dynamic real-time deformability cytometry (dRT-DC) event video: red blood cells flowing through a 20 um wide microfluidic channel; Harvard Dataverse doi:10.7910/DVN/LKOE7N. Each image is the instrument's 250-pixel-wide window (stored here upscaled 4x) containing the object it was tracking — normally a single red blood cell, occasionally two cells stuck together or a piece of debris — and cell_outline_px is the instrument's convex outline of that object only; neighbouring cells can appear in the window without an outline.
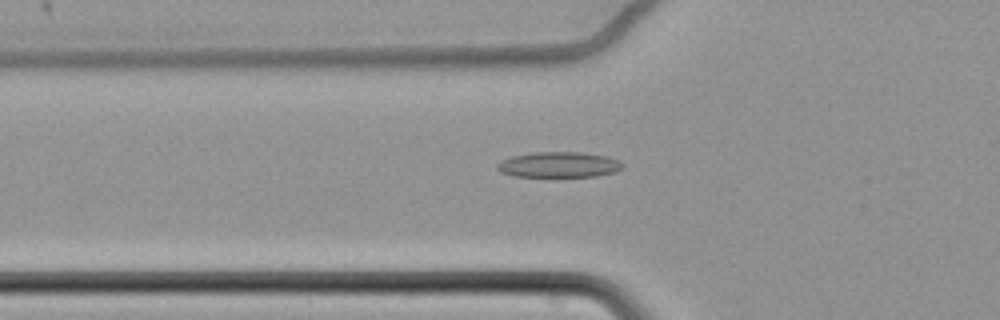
{"species": "common noctule bat (a hibernating species)", "species_latin": "Nyctalus noctula", "temperature_condition": "cold", "stored_images_in_passage": 41, "camera_frame_rate_fps": 3000, "um_per_image_px": 0.085, "animal": {"sex": "female", "body_mass_g": 22.7, "forearm_length_mm": 54.2}, "frame": {"image": 1, "passage_image": 2, "time_ms": 0.333, "image_size_px": [1000, 320], "cell_outline_px": [[624, 168], [616, 172], [596, 176], [516, 176], [500, 172], [496, 168], [496, 164], [500, 160], [512, 156], [532, 152], [580, 152], [604, 156], [616, 160], [624, 164]], "centroid_in_image_um": [47.48, 13.99], "position_along_channel_um": 78.3, "area_um2": 18.61}}
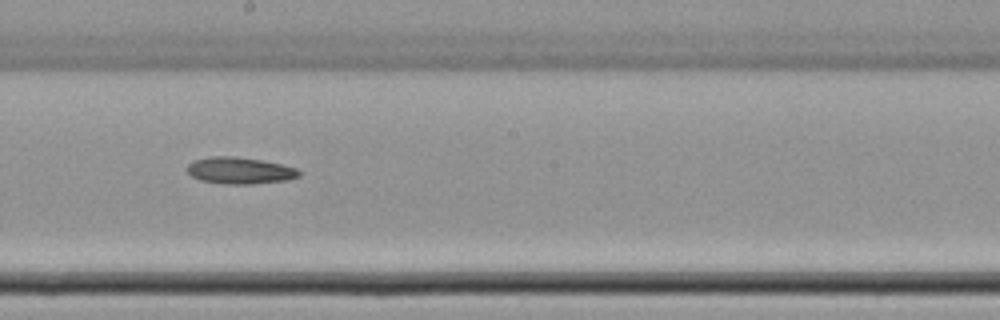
{"frame": {"image": 2, "passage_image": 15, "time_ms": 4.667, "image_size_px": [1000, 320], "cell_outline_px": [[300, 176], [288, 180], [252, 184], [224, 184], [200, 180], [192, 176], [188, 172], [188, 164], [192, 160], [212, 156], [236, 156], [264, 160], [296, 168], [300, 172]], "centroid_in_image_um": [20.38, 14.49], "position_along_channel_um": 227.8, "area_um2": 17.51}}
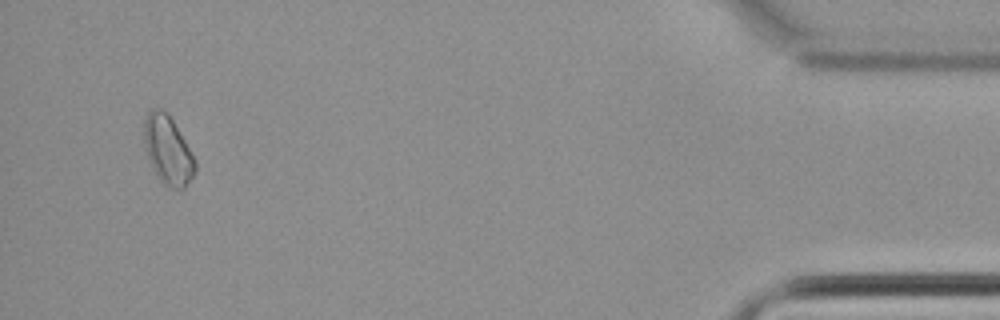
{"frame": {"image": 3, "passage_image": 38, "time_ms": 12.333, "image_size_px": [1000, 320], "cell_outline_px": [[196, 172], [184, 188], [168, 188], [160, 180], [148, 160], [144, 140], [144, 120], [148, 108], [160, 108], [168, 112], [196, 160]], "centroid_in_image_um": [14.26, 12.73], "position_along_channel_um": 420.9, "area_um2": 20.52}}